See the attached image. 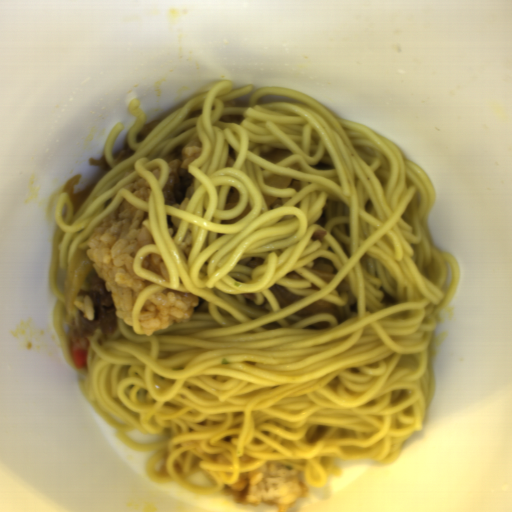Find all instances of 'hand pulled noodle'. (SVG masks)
<instances>
[{
	"mask_svg": "<svg viewBox=\"0 0 512 512\" xmlns=\"http://www.w3.org/2000/svg\"><path fill=\"white\" fill-rule=\"evenodd\" d=\"M245 94L248 106L225 107ZM126 110L135 119L126 133L135 153L115 160L113 144L126 128L116 123L104 141L111 169L76 212L66 191L54 211L55 336L97 415L128 448L154 452L144 463L149 479L198 495L219 493L268 463L294 469L315 488L343 477L339 459L397 461L431 408L434 335L461 278L429 229L437 196L428 175L379 131L284 87L221 81L141 143L147 112L139 99ZM228 114L244 117L219 122ZM189 136L203 143L188 167L193 193L166 206L164 157ZM229 146L236 161L226 167ZM275 147L293 154L274 165L259 156ZM157 166L158 180L150 171ZM277 174L299 180L300 192L265 185ZM138 176L150 184L149 201L124 188ZM234 186L240 200L225 210ZM264 195L283 202L269 209ZM125 200L150 216L144 225L156 243L140 249L134 271L152 284L136 301L133 326L118 320L115 333L88 337V363L78 369L55 270ZM167 215L181 219L172 238ZM187 231L189 260L179 249ZM155 252L168 283L141 267ZM254 256L263 264L239 265ZM319 256L338 269L329 284L310 272ZM342 280L356 297L355 316L341 325L332 313L296 316L318 299L345 305ZM279 284L304 297L279 308L269 289ZM169 288L198 296L194 317L145 336L138 315L153 293ZM135 430L159 440L132 442L125 434ZM196 472L211 486L192 485Z\"/></svg>",
	"mask_w": 512,
	"mask_h": 512,
	"instance_id": "1",
	"label": "hand pulled noodle"
}]
</instances>
